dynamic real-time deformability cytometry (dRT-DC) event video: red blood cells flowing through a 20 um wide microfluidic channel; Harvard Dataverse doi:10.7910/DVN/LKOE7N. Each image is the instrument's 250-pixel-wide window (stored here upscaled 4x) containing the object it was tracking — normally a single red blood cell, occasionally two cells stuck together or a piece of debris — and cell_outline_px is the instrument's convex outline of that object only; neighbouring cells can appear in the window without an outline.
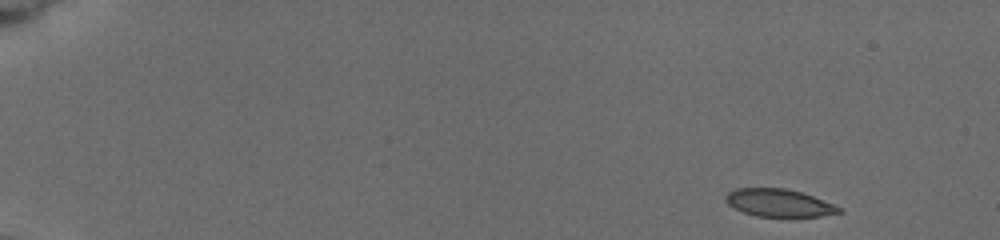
{"species": "common noctule bat (a hibernating species)", "species_latin": "Nyctalus noctula", "temperature_condition": "cold", "stored_images_in_passage": 57, "camera_frame_rate_fps": 3000, "um_per_image_px": 0.085, "animal": {"sex": "female", "body_mass_g": 19.5, "forearm_length_mm": 54.1}, "frame": {"image": 1, "passage_image": 1, "time_ms": 0.0, "image_size_px": [1000, 240], "cell_outline_px": [[844, 212], [820, 216], [756, 216], [744, 212], [728, 204], [724, 200], [724, 196], [728, 192], [736, 188], [784, 188], [800, 192], [812, 196], [844, 208]], "centroid_in_image_um": [66.22, 17.24], "position_along_channel_um": 18.8, "area_um2": 18.15}}
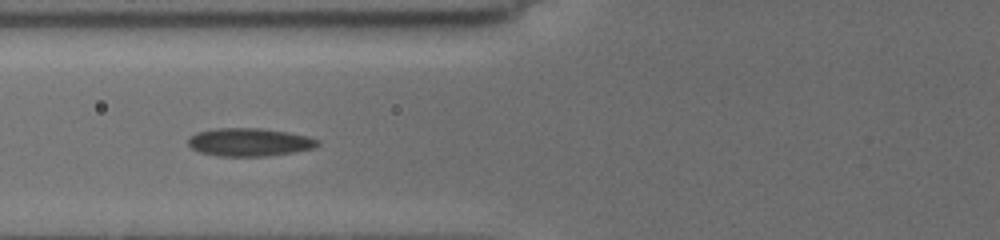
{"frame": {"image": 2, "passage_image": 32, "time_ms": 6.0, "image_size_px": [1000, 240], "cell_outline_px": [[320, 144], [312, 148], [292, 152], [264, 156], [216, 156], [200, 152], [192, 148], [188, 144], [188, 140], [196, 132], [216, 128], [260, 128], [288, 132], [308, 136], [320, 140]], "centroid_in_image_um": [21.2, 12.08], "position_along_channel_um": 104.6, "area_um2": 21.1}}
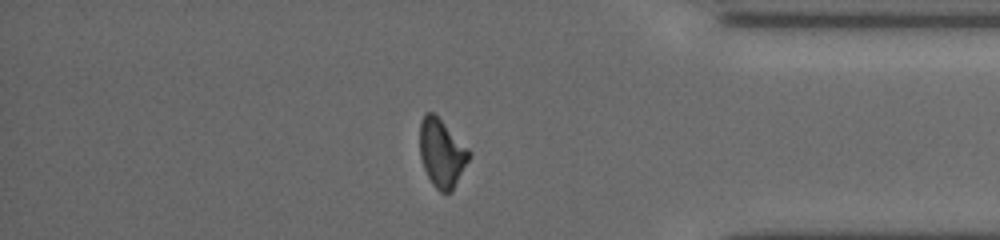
{"frame": {"image": 3, "passage_image": 50, "time_ms": 14.0, "image_size_px": [1000, 240], "cell_outline_px": [[472, 156], [452, 192], [440, 192], [432, 184], [424, 168], [420, 156], [420, 124], [424, 112], [432, 112], [472, 152]], "centroid_in_image_um": [37.57, 13.04], "position_along_channel_um": 397.6, "area_um2": 19.48}, "authors_computed_cell_mechanics": {"area_um2": 20.2878, "velocity_mm_per_s": 3.8731, "shape_relaxation_time_tau1_ms": 8.1011, "shape_relaxation_time_tau2_ms": 3.3409, "deformation_change_tau1": 0.1535, "deformation_change_tau2": 0.0738}}